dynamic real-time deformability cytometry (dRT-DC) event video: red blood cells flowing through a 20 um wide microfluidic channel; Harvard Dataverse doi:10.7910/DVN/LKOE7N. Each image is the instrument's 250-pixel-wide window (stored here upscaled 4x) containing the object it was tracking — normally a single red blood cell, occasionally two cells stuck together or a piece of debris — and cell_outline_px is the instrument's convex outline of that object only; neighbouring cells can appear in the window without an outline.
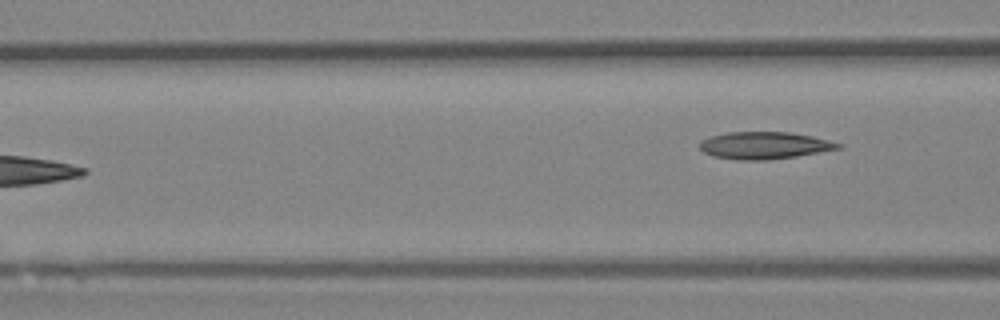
{"species": "Egyptian fruit bat (a non-hibernating species)", "species_latin": "Rousettus aegyptiacus", "temperature_condition": "room temperature", "stored_images_in_passage": 5, "camera_frame_rate_fps": 3000, "um_per_image_px": 0.085, "animal": {"sex": "female"}, "frame": {"image": 1, "passage_image": 5, "time_ms": 1.333, "image_size_px": [1000, 320], "cell_outline_px": [[844, 144], [840, 148], [796, 156], [768, 160], [736, 160], [712, 156], [704, 152], [700, 148], [700, 144], [704, 140], [712, 136], [728, 132], [792, 132], [812, 136]], "centroid_in_image_um": [64.98, 12.36], "position_along_channel_um": 101.6, "area_um2": 21.79}}